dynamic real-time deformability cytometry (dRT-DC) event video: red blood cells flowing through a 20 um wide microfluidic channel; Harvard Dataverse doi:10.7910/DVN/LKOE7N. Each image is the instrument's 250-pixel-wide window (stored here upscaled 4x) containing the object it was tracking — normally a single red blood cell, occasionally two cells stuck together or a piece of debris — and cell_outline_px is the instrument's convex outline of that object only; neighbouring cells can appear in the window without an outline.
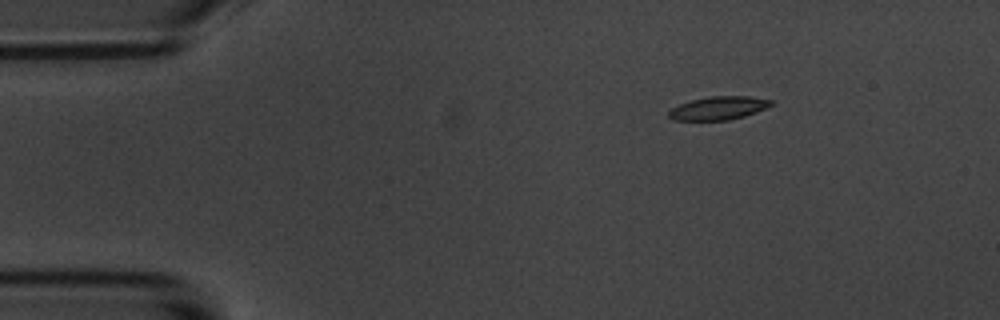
{"species": "common noctule bat (a hibernating species)", "species_latin": "Nyctalus noctula", "temperature_condition": "room temperature", "stored_images_in_passage": 49, "camera_frame_rate_fps": 3000, "um_per_image_px": 0.085, "animal": {"sex": "male", "body_mass_g": 20.1, "forearm_length_mm": 53.5}, "frame": {"image": 1, "passage_image": 1, "time_ms": 0.0, "image_size_px": [1000, 320], "cell_outline_px": [[776, 104], [756, 112], [744, 116], [728, 120], [672, 120], [668, 116], [668, 112], [672, 108], [680, 104], [692, 100], [708, 96], [748, 96], [772, 100]], "centroid_in_image_um": [61.1, 9.18], "position_along_channel_um": 23.9, "area_um2": 13.93}}
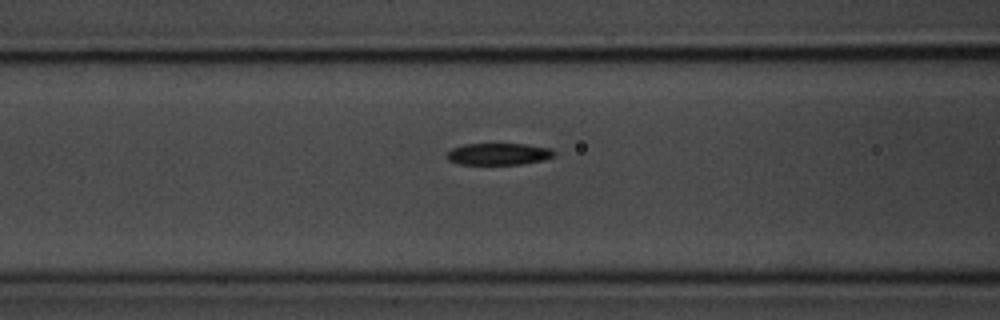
{"frame": {"image": 2, "passage_image": 15, "time_ms": 4.667, "image_size_px": [1000, 320], "cell_outline_px": [[556, 156], [544, 160], [520, 164], [460, 164], [448, 160], [444, 156], [452, 148], [464, 144], [528, 144], [552, 148], [556, 152]], "centroid_in_image_um": [42.42, 13.08], "position_along_channel_um": 124.2, "area_um2": 13.81}}
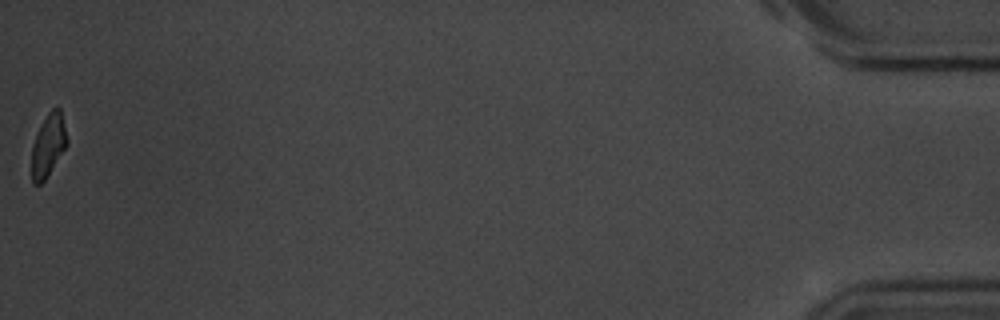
{"frame": {"image": 3, "passage_image": 49, "time_ms": 16.0, "image_size_px": [1000, 320], "cell_outline_px": [[68, 144], [44, 180], [40, 184], [32, 184], [32, 144], [48, 112], [56, 104], [60, 108], [68, 140]], "centroid_in_image_um": [4.11, 12.32], "position_along_channel_um": 431.1, "area_um2": 12.72}, "authors_computed_cell_mechanics": {"area_um2": 14.3344, "velocity_mm_per_s": 3.578, "shape_relaxation_time_tau1_ms": 5.8466, "shape_relaxation_time_tau2_ms": 9.4168, "deformation_change_tau1": 0.1759, "deformation_change_tau2": 0.1622}}